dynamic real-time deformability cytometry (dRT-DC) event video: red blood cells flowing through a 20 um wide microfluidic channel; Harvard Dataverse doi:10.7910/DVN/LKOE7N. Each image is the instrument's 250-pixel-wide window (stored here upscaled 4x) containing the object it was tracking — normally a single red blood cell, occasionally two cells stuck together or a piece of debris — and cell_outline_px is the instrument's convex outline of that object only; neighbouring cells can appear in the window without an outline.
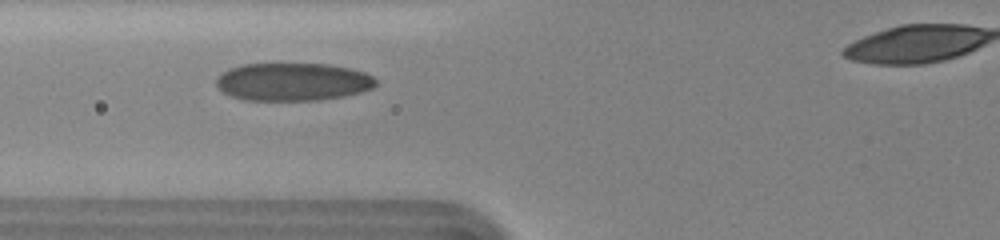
{"species": "human", "species_latin": "Homo sapiens", "temperature_condition": "cold", "stored_images_in_passage": 19, "camera_frame_rate_fps": 3000, "um_per_image_px": 0.085, "donor": {"sex": "female"}, "frame": {"image": 1, "passage_image": 4, "time_ms": 1.333, "image_size_px": [1000, 240], "cell_outline_px": [[376, 84], [372, 88], [360, 92], [344, 96], [320, 100], [244, 100], [232, 96], [224, 92], [216, 84], [216, 76], [220, 72], [228, 68], [240, 64], [328, 64], [352, 68], [364, 72], [372, 76], [376, 80]], "centroid_in_image_um": [24.87, 6.94], "position_along_channel_um": 100.9, "area_um2": 35.43}}
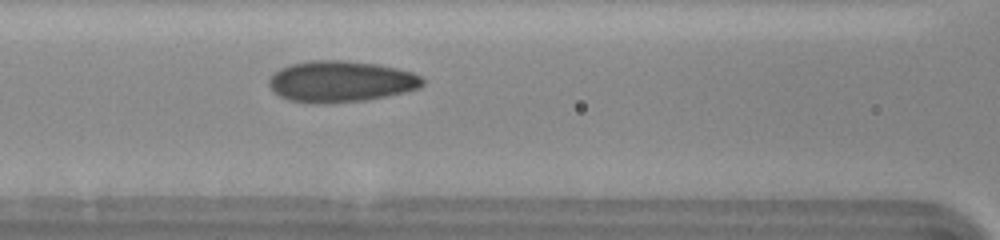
{"frame": {"image": 2, "passage_image": 6, "time_ms": 2.333, "image_size_px": [1000, 240], "cell_outline_px": [[424, 84], [420, 88], [404, 92], [368, 100], [328, 104], [324, 104], [288, 100], [280, 96], [268, 84], [268, 80], [280, 68], [292, 64], [312, 60], [340, 60], [376, 64], [396, 68], [412, 72], [420, 76], [424, 80]], "centroid_in_image_um": [28.99, 6.93], "position_along_channel_um": 137.6, "area_um2": 36.82}}